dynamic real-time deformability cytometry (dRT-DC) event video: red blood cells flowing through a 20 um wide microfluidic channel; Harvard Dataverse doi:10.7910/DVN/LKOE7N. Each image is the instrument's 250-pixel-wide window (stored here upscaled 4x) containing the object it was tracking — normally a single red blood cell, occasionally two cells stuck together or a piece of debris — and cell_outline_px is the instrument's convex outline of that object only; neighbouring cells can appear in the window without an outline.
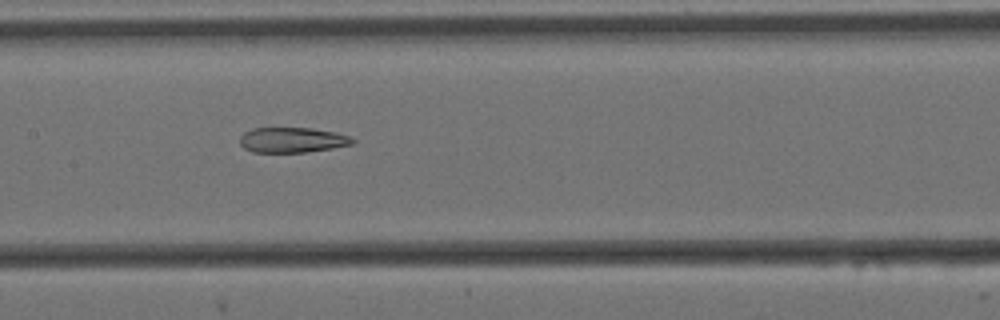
{"species": "Egyptian fruit bat (a non-hibernating species)", "species_latin": "Rousettus aegyptiacus", "temperature_condition": "cold", "stored_images_in_passage": 9, "camera_frame_rate_fps": 3000, "um_per_image_px": 0.085, "animal": {"sex": "female"}, "frame": {"image": 1, "passage_image": 7, "time_ms": 2.0, "image_size_px": [1000, 320], "cell_outline_px": [[356, 140], [352, 144], [332, 148], [308, 152], [252, 152], [244, 148], [240, 144], [240, 136], [244, 132], [252, 128], [312, 128], [336, 132], [348, 136]], "centroid_in_image_um": [24.83, 11.89], "position_along_channel_um": 182.6, "area_um2": 16.59}}
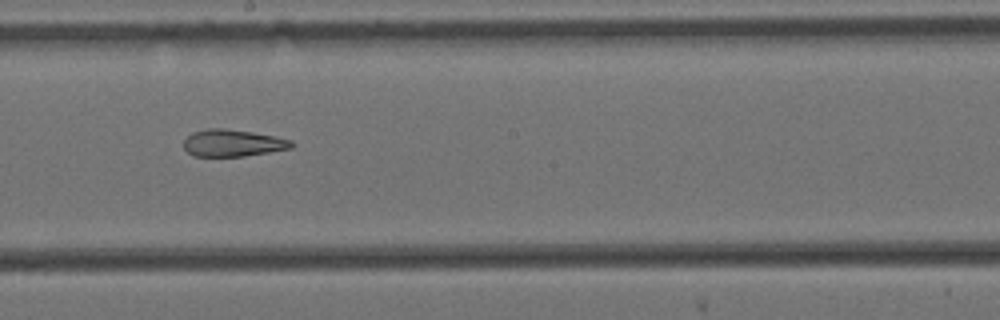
{"frame": {"image": 2, "passage_image": 8, "time_ms": 2.333, "image_size_px": [1000, 320], "cell_outline_px": [[296, 144], [292, 148], [244, 156], [192, 156], [184, 148], [184, 140], [192, 132], [208, 128], [224, 128], [252, 132], [276, 136], [292, 140]], "centroid_in_image_um": [19.8, 12.15], "position_along_channel_um": 228.4, "area_um2": 17.05}}
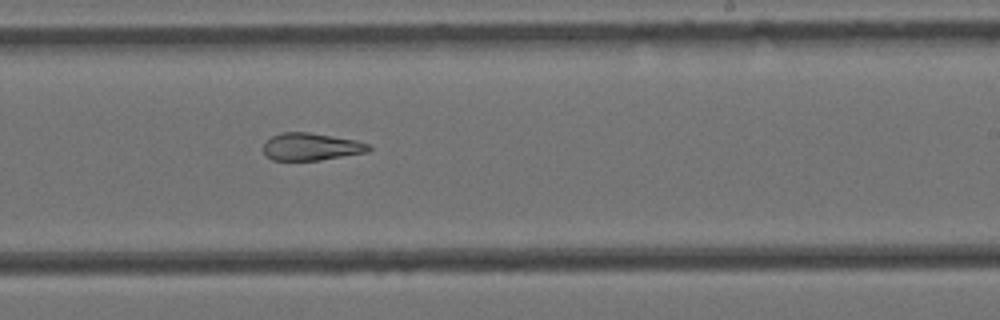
{"frame": {"image": 3, "passage_image": 9, "time_ms": 2.667, "image_size_px": [1000, 320], "cell_outline_px": [[372, 148], [368, 152], [320, 160], [272, 160], [264, 152], [264, 144], [272, 136], [280, 132], [308, 132], [356, 140], [368, 144]], "centroid_in_image_um": [26.46, 12.47], "position_along_channel_um": 262.5, "area_um2": 16.7}}